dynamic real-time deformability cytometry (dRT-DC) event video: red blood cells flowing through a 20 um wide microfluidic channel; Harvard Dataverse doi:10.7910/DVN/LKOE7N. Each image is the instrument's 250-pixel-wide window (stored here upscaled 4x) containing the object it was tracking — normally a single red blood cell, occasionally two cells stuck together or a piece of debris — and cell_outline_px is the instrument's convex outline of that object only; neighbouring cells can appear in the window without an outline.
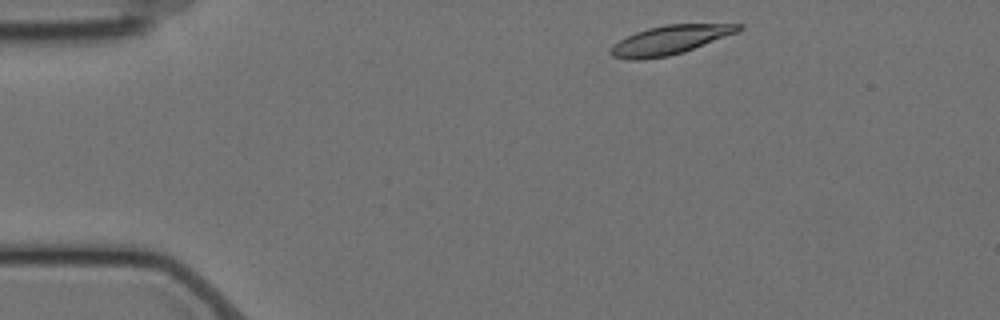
{"species": "Egyptian fruit bat (a non-hibernating species)", "species_latin": "Rousettus aegyptiacus", "temperature_condition": "cold", "stored_images_in_passage": 50, "camera_frame_rate_fps": 3000, "um_per_image_px": 0.085, "animal": {"sex": "female"}, "frame": {"image": 1, "passage_image": 2, "time_ms": 0.333, "image_size_px": [1000, 320], "cell_outline_px": [[744, 28], [736, 32], [684, 52], [668, 56], [644, 60], [628, 60], [612, 56], [608, 52], [612, 44], [636, 32], [648, 28], [664, 24], [744, 24]], "centroid_in_image_um": [56.89, 3.41], "position_along_channel_um": 28.1, "area_um2": 21.56}}
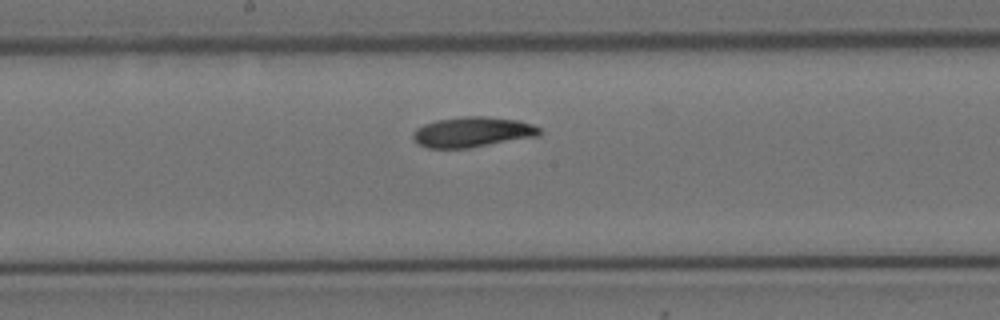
{"frame": {"image": 2, "passage_image": 23, "time_ms": 7.333, "image_size_px": [1000, 320], "cell_outline_px": [[544, 132], [540, 136], [468, 148], [428, 148], [416, 144], [412, 140], [412, 132], [416, 128], [424, 124], [436, 120], [464, 116], [484, 116], [520, 120], [532, 124], [540, 128]], "centroid_in_image_um": [40.16, 11.22], "position_along_channel_um": 208.0, "area_um2": 22.72}}
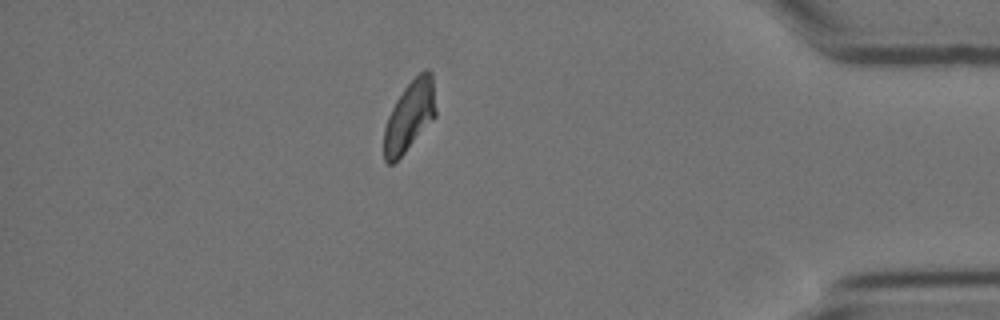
{"frame": {"image": 3, "passage_image": 43, "time_ms": 14.0, "image_size_px": [1000, 320], "cell_outline_px": [[436, 116], [404, 152], [392, 164], [388, 164], [384, 160], [384, 128], [388, 116], [396, 100], [404, 88], [424, 68], [428, 68], [432, 72], [436, 112]], "centroid_in_image_um": [34.81, 9.83], "position_along_channel_um": 400.4, "area_um2": 20.98}, "authors_computed_cell_mechanics": {"area_um2": 21.8195, "velocity_mm_per_s": 3.4621, "shape_relaxation_time_tau1_ms": 4.8871, "shape_relaxation_time_tau2_ms": 5.8042, "deformation_change_tau1": 0.1435, "deformation_change_tau2": 0.105}}